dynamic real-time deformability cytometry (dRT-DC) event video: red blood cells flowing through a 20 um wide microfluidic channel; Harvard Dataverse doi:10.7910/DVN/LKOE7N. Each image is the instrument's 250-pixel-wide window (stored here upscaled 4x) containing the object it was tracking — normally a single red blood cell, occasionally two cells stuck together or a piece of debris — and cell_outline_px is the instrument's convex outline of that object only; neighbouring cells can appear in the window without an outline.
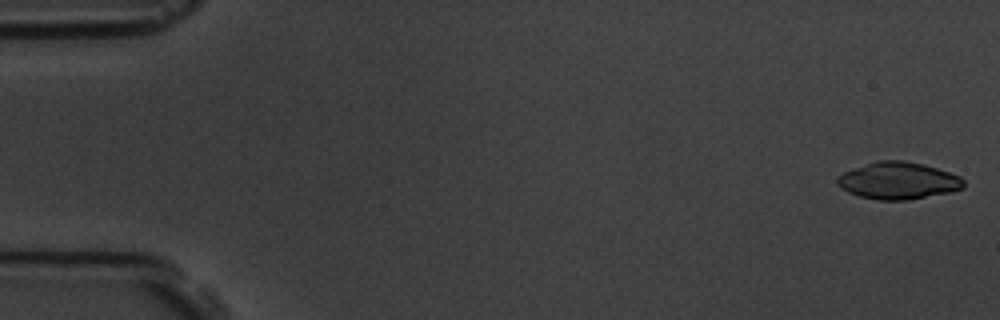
{"species": "common noctule bat (a hibernating species)", "species_latin": "Nyctalus noctula", "temperature_condition": "room temperature", "stored_images_in_passage": 6, "camera_frame_rate_fps": 3000, "um_per_image_px": 0.085, "animal": {"sex": "male", "body_mass_g": 19.5, "forearm_length_mm": 54.6}, "frame": {"image": 1, "passage_image": 1, "time_ms": 0.0, "image_size_px": [1000, 320], "cell_outline_px": [[964, 188], [948, 192], [908, 200], [876, 200], [860, 196], [848, 192], [836, 184], [836, 176], [844, 172], [876, 160], [904, 160], [924, 164], [960, 176], [964, 180]], "centroid_in_image_um": [76.32, 15.35], "position_along_channel_um": 8.7, "area_um2": 27.28}}